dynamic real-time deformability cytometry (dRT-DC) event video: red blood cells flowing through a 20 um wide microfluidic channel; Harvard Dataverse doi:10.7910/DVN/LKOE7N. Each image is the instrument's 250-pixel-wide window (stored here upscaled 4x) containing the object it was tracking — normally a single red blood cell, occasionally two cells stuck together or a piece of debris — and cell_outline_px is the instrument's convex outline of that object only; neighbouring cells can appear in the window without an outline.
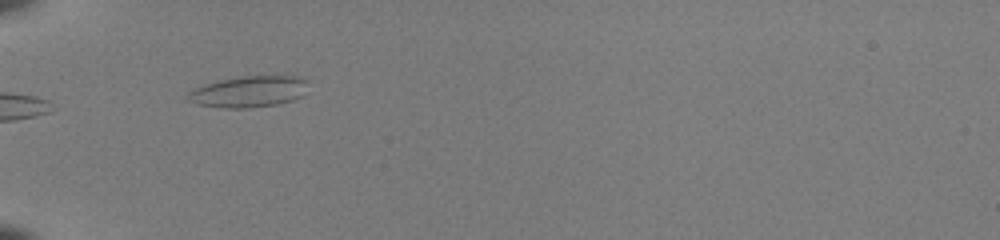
{"species": "common noctule bat (a hibernating species)", "species_latin": "Nyctalus noctula", "temperature_condition": "room temperature", "stored_images_in_passage": 10, "camera_frame_rate_fps": 3000, "um_per_image_px": 0.085, "animal": {"sex": "female", "body_mass_g": 22.0, "forearm_length_mm": 56.7}, "frame": {"image": 1, "passage_image": 2, "time_ms": 0.333, "image_size_px": [1000, 240], "cell_outline_px": [[308, 80], [304, 96], [292, 100], [276, 104], [248, 108], [224, 108], [196, 104], [188, 100], [184, 96], [188, 92], [204, 84], [220, 80], [240, 76], [296, 76]], "centroid_in_image_um": [21.14, 7.79], "position_along_channel_um": 63.9, "area_um2": 22.02}}